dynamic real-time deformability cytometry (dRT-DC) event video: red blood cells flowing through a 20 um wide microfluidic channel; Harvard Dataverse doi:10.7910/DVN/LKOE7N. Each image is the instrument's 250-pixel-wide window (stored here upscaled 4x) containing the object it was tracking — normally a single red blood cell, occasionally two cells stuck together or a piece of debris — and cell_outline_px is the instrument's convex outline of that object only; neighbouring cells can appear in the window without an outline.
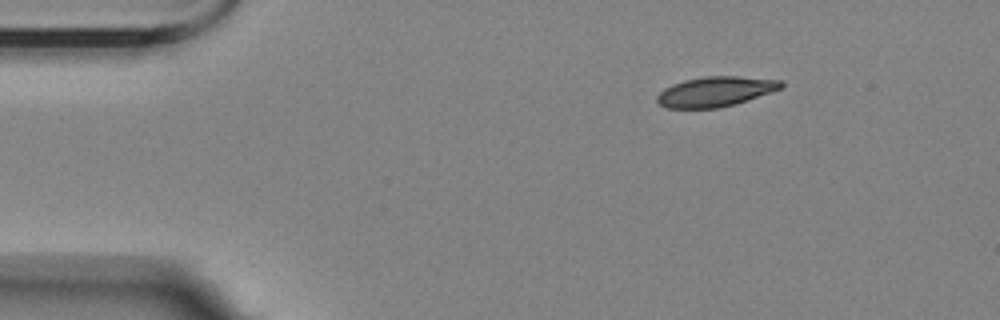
{"species": "Egyptian fruit bat (a non-hibernating species)", "species_latin": "Rousettus aegyptiacus", "temperature_condition": "room temperature", "stored_images_in_passage": 2, "camera_frame_rate_fps": 3000, "um_per_image_px": 0.085, "animal": {"sex": "female"}, "frame": {"image": 1, "passage_image": 1, "time_ms": 0.0, "image_size_px": [1000, 320], "cell_outline_px": [[784, 84], [780, 88], [748, 100], [736, 104], [716, 108], [668, 108], [660, 104], [656, 100], [656, 96], [664, 88], [672, 84], [684, 80], [704, 76], [736, 76], [780, 80]], "centroid_in_image_um": [60.77, 7.78], "position_along_channel_um": 24.2, "area_um2": 21.5}}